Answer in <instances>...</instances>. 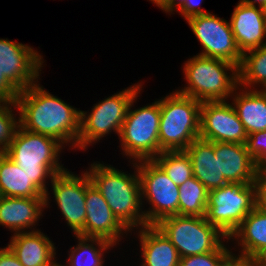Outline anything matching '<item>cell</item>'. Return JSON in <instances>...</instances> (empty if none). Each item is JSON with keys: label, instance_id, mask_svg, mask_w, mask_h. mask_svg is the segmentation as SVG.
Listing matches in <instances>:
<instances>
[{"label": "cell", "instance_id": "obj_1", "mask_svg": "<svg viewBox=\"0 0 266 266\" xmlns=\"http://www.w3.org/2000/svg\"><path fill=\"white\" fill-rule=\"evenodd\" d=\"M37 81L17 97L20 127L55 138L64 147L77 151L81 110L46 91Z\"/></svg>", "mask_w": 266, "mask_h": 266}, {"label": "cell", "instance_id": "obj_2", "mask_svg": "<svg viewBox=\"0 0 266 266\" xmlns=\"http://www.w3.org/2000/svg\"><path fill=\"white\" fill-rule=\"evenodd\" d=\"M133 173L124 172L102 161H94L86 172L118 220L131 232L147 226L141 202L137 162H129Z\"/></svg>", "mask_w": 266, "mask_h": 266}, {"label": "cell", "instance_id": "obj_3", "mask_svg": "<svg viewBox=\"0 0 266 266\" xmlns=\"http://www.w3.org/2000/svg\"><path fill=\"white\" fill-rule=\"evenodd\" d=\"M65 147L55 138L18 127L5 154L13 160L44 195L53 177L66 168L60 154ZM48 180V181H47Z\"/></svg>", "mask_w": 266, "mask_h": 266}, {"label": "cell", "instance_id": "obj_4", "mask_svg": "<svg viewBox=\"0 0 266 266\" xmlns=\"http://www.w3.org/2000/svg\"><path fill=\"white\" fill-rule=\"evenodd\" d=\"M183 64L187 86L176 91L201 103L228 101L238 86V67L232 63L196 54Z\"/></svg>", "mask_w": 266, "mask_h": 266}, {"label": "cell", "instance_id": "obj_5", "mask_svg": "<svg viewBox=\"0 0 266 266\" xmlns=\"http://www.w3.org/2000/svg\"><path fill=\"white\" fill-rule=\"evenodd\" d=\"M200 111L201 102L176 89L160 99V153L184 151L199 138Z\"/></svg>", "mask_w": 266, "mask_h": 266}, {"label": "cell", "instance_id": "obj_6", "mask_svg": "<svg viewBox=\"0 0 266 266\" xmlns=\"http://www.w3.org/2000/svg\"><path fill=\"white\" fill-rule=\"evenodd\" d=\"M140 94L132 99L118 138L121 154L130 158L128 162L153 160L160 154V99L135 109Z\"/></svg>", "mask_w": 266, "mask_h": 266}, {"label": "cell", "instance_id": "obj_7", "mask_svg": "<svg viewBox=\"0 0 266 266\" xmlns=\"http://www.w3.org/2000/svg\"><path fill=\"white\" fill-rule=\"evenodd\" d=\"M142 83L141 80V82L103 98L102 101L92 106L90 112L81 110L78 150L85 152L90 145L100 142L103 137L112 132L119 138L129 105L134 96L142 90L144 85Z\"/></svg>", "mask_w": 266, "mask_h": 266}, {"label": "cell", "instance_id": "obj_8", "mask_svg": "<svg viewBox=\"0 0 266 266\" xmlns=\"http://www.w3.org/2000/svg\"><path fill=\"white\" fill-rule=\"evenodd\" d=\"M256 206V183H227L208 192L205 218L230 238Z\"/></svg>", "mask_w": 266, "mask_h": 266}, {"label": "cell", "instance_id": "obj_9", "mask_svg": "<svg viewBox=\"0 0 266 266\" xmlns=\"http://www.w3.org/2000/svg\"><path fill=\"white\" fill-rule=\"evenodd\" d=\"M155 226L176 247L180 257L215 251L227 239L205 216L174 215Z\"/></svg>", "mask_w": 266, "mask_h": 266}, {"label": "cell", "instance_id": "obj_10", "mask_svg": "<svg viewBox=\"0 0 266 266\" xmlns=\"http://www.w3.org/2000/svg\"><path fill=\"white\" fill-rule=\"evenodd\" d=\"M141 185V202L149 205L143 210L147 225H155L163 218L179 215V186L153 160L137 162Z\"/></svg>", "mask_w": 266, "mask_h": 266}, {"label": "cell", "instance_id": "obj_11", "mask_svg": "<svg viewBox=\"0 0 266 266\" xmlns=\"http://www.w3.org/2000/svg\"><path fill=\"white\" fill-rule=\"evenodd\" d=\"M186 21L202 46L198 55L224 60L239 67L243 54L228 20L210 12L192 16Z\"/></svg>", "mask_w": 266, "mask_h": 266}, {"label": "cell", "instance_id": "obj_12", "mask_svg": "<svg viewBox=\"0 0 266 266\" xmlns=\"http://www.w3.org/2000/svg\"><path fill=\"white\" fill-rule=\"evenodd\" d=\"M51 190L45 194V208H50V192L60 209L64 220L74 235L84 229L86 218V171L75 174L67 168L56 174L50 184Z\"/></svg>", "mask_w": 266, "mask_h": 266}, {"label": "cell", "instance_id": "obj_13", "mask_svg": "<svg viewBox=\"0 0 266 266\" xmlns=\"http://www.w3.org/2000/svg\"><path fill=\"white\" fill-rule=\"evenodd\" d=\"M44 62L34 47L0 38V72L19 92L40 80Z\"/></svg>", "mask_w": 266, "mask_h": 266}, {"label": "cell", "instance_id": "obj_14", "mask_svg": "<svg viewBox=\"0 0 266 266\" xmlns=\"http://www.w3.org/2000/svg\"><path fill=\"white\" fill-rule=\"evenodd\" d=\"M248 134L229 101L202 102L199 138L245 144Z\"/></svg>", "mask_w": 266, "mask_h": 266}, {"label": "cell", "instance_id": "obj_15", "mask_svg": "<svg viewBox=\"0 0 266 266\" xmlns=\"http://www.w3.org/2000/svg\"><path fill=\"white\" fill-rule=\"evenodd\" d=\"M86 218L84 229L78 234L81 237L101 238L110 243L120 245L130 231L118 220L102 194L91 183L86 172ZM129 233V234H128ZM122 239V240H121Z\"/></svg>", "mask_w": 266, "mask_h": 266}, {"label": "cell", "instance_id": "obj_16", "mask_svg": "<svg viewBox=\"0 0 266 266\" xmlns=\"http://www.w3.org/2000/svg\"><path fill=\"white\" fill-rule=\"evenodd\" d=\"M229 20L236 44L245 53L266 44V19L263 8L239 0Z\"/></svg>", "mask_w": 266, "mask_h": 266}, {"label": "cell", "instance_id": "obj_17", "mask_svg": "<svg viewBox=\"0 0 266 266\" xmlns=\"http://www.w3.org/2000/svg\"><path fill=\"white\" fill-rule=\"evenodd\" d=\"M45 209V197L2 196L0 199V226L8 228V231L13 234L40 230L36 225H39L38 222Z\"/></svg>", "mask_w": 266, "mask_h": 266}, {"label": "cell", "instance_id": "obj_18", "mask_svg": "<svg viewBox=\"0 0 266 266\" xmlns=\"http://www.w3.org/2000/svg\"><path fill=\"white\" fill-rule=\"evenodd\" d=\"M55 243L41 230L11 234L6 244L23 266H54Z\"/></svg>", "mask_w": 266, "mask_h": 266}, {"label": "cell", "instance_id": "obj_19", "mask_svg": "<svg viewBox=\"0 0 266 266\" xmlns=\"http://www.w3.org/2000/svg\"><path fill=\"white\" fill-rule=\"evenodd\" d=\"M214 153H219L220 176L228 183H256L259 168L245 144L214 142Z\"/></svg>", "mask_w": 266, "mask_h": 266}, {"label": "cell", "instance_id": "obj_20", "mask_svg": "<svg viewBox=\"0 0 266 266\" xmlns=\"http://www.w3.org/2000/svg\"><path fill=\"white\" fill-rule=\"evenodd\" d=\"M229 241L238 244L235 245L239 249L238 255L233 253L234 259L249 263L266 248V212L256 206L230 236Z\"/></svg>", "mask_w": 266, "mask_h": 266}, {"label": "cell", "instance_id": "obj_21", "mask_svg": "<svg viewBox=\"0 0 266 266\" xmlns=\"http://www.w3.org/2000/svg\"><path fill=\"white\" fill-rule=\"evenodd\" d=\"M133 231L140 239V266L179 265L180 256L176 247L155 225H147Z\"/></svg>", "mask_w": 266, "mask_h": 266}, {"label": "cell", "instance_id": "obj_22", "mask_svg": "<svg viewBox=\"0 0 266 266\" xmlns=\"http://www.w3.org/2000/svg\"><path fill=\"white\" fill-rule=\"evenodd\" d=\"M184 151L190 157L193 176L208 191L228 183L220 176L219 153H214V142L197 138Z\"/></svg>", "mask_w": 266, "mask_h": 266}, {"label": "cell", "instance_id": "obj_23", "mask_svg": "<svg viewBox=\"0 0 266 266\" xmlns=\"http://www.w3.org/2000/svg\"><path fill=\"white\" fill-rule=\"evenodd\" d=\"M230 98L248 135L266 130V90L238 85Z\"/></svg>", "mask_w": 266, "mask_h": 266}, {"label": "cell", "instance_id": "obj_24", "mask_svg": "<svg viewBox=\"0 0 266 266\" xmlns=\"http://www.w3.org/2000/svg\"><path fill=\"white\" fill-rule=\"evenodd\" d=\"M0 192L5 197H45L29 176L5 153H0Z\"/></svg>", "mask_w": 266, "mask_h": 266}, {"label": "cell", "instance_id": "obj_25", "mask_svg": "<svg viewBox=\"0 0 266 266\" xmlns=\"http://www.w3.org/2000/svg\"><path fill=\"white\" fill-rule=\"evenodd\" d=\"M78 243L71 246L64 266H104V254L110 253L114 244L101 238H87L73 235ZM111 249V250H110Z\"/></svg>", "mask_w": 266, "mask_h": 266}, {"label": "cell", "instance_id": "obj_26", "mask_svg": "<svg viewBox=\"0 0 266 266\" xmlns=\"http://www.w3.org/2000/svg\"><path fill=\"white\" fill-rule=\"evenodd\" d=\"M238 85L266 90V44L243 53L238 67Z\"/></svg>", "mask_w": 266, "mask_h": 266}, {"label": "cell", "instance_id": "obj_27", "mask_svg": "<svg viewBox=\"0 0 266 266\" xmlns=\"http://www.w3.org/2000/svg\"><path fill=\"white\" fill-rule=\"evenodd\" d=\"M208 190L194 176L179 186V215L200 216L206 214Z\"/></svg>", "mask_w": 266, "mask_h": 266}, {"label": "cell", "instance_id": "obj_28", "mask_svg": "<svg viewBox=\"0 0 266 266\" xmlns=\"http://www.w3.org/2000/svg\"><path fill=\"white\" fill-rule=\"evenodd\" d=\"M153 161L177 186L193 177L192 163L185 151H163Z\"/></svg>", "mask_w": 266, "mask_h": 266}, {"label": "cell", "instance_id": "obj_29", "mask_svg": "<svg viewBox=\"0 0 266 266\" xmlns=\"http://www.w3.org/2000/svg\"><path fill=\"white\" fill-rule=\"evenodd\" d=\"M228 242L229 238L226 239V244L224 241L215 251L209 253L180 257L178 266H230L235 259Z\"/></svg>", "mask_w": 266, "mask_h": 266}, {"label": "cell", "instance_id": "obj_30", "mask_svg": "<svg viewBox=\"0 0 266 266\" xmlns=\"http://www.w3.org/2000/svg\"><path fill=\"white\" fill-rule=\"evenodd\" d=\"M15 109H18L17 105L15 102H12L0 114V153H5L8 150L16 131L20 126L19 114L14 112Z\"/></svg>", "mask_w": 266, "mask_h": 266}, {"label": "cell", "instance_id": "obj_31", "mask_svg": "<svg viewBox=\"0 0 266 266\" xmlns=\"http://www.w3.org/2000/svg\"><path fill=\"white\" fill-rule=\"evenodd\" d=\"M245 146L255 165L259 169L264 168L266 166V130L249 134Z\"/></svg>", "mask_w": 266, "mask_h": 266}, {"label": "cell", "instance_id": "obj_32", "mask_svg": "<svg viewBox=\"0 0 266 266\" xmlns=\"http://www.w3.org/2000/svg\"><path fill=\"white\" fill-rule=\"evenodd\" d=\"M203 0H186L175 12L179 13L183 19L210 13L208 10L201 9L200 5Z\"/></svg>", "mask_w": 266, "mask_h": 266}, {"label": "cell", "instance_id": "obj_33", "mask_svg": "<svg viewBox=\"0 0 266 266\" xmlns=\"http://www.w3.org/2000/svg\"><path fill=\"white\" fill-rule=\"evenodd\" d=\"M257 206L266 212V170L260 168L257 173Z\"/></svg>", "mask_w": 266, "mask_h": 266}, {"label": "cell", "instance_id": "obj_34", "mask_svg": "<svg viewBox=\"0 0 266 266\" xmlns=\"http://www.w3.org/2000/svg\"><path fill=\"white\" fill-rule=\"evenodd\" d=\"M19 91L6 79L5 75L0 72V96L11 102H16Z\"/></svg>", "mask_w": 266, "mask_h": 266}, {"label": "cell", "instance_id": "obj_35", "mask_svg": "<svg viewBox=\"0 0 266 266\" xmlns=\"http://www.w3.org/2000/svg\"><path fill=\"white\" fill-rule=\"evenodd\" d=\"M0 266H23L8 246L0 248Z\"/></svg>", "mask_w": 266, "mask_h": 266}, {"label": "cell", "instance_id": "obj_36", "mask_svg": "<svg viewBox=\"0 0 266 266\" xmlns=\"http://www.w3.org/2000/svg\"><path fill=\"white\" fill-rule=\"evenodd\" d=\"M249 266H266V248L249 262Z\"/></svg>", "mask_w": 266, "mask_h": 266}, {"label": "cell", "instance_id": "obj_37", "mask_svg": "<svg viewBox=\"0 0 266 266\" xmlns=\"http://www.w3.org/2000/svg\"><path fill=\"white\" fill-rule=\"evenodd\" d=\"M186 0H169L167 6L163 9L166 14H175L174 12L185 2ZM174 11V12H173Z\"/></svg>", "mask_w": 266, "mask_h": 266}, {"label": "cell", "instance_id": "obj_38", "mask_svg": "<svg viewBox=\"0 0 266 266\" xmlns=\"http://www.w3.org/2000/svg\"><path fill=\"white\" fill-rule=\"evenodd\" d=\"M249 6L263 8L266 5V0H242ZM258 4V5H257Z\"/></svg>", "mask_w": 266, "mask_h": 266}, {"label": "cell", "instance_id": "obj_39", "mask_svg": "<svg viewBox=\"0 0 266 266\" xmlns=\"http://www.w3.org/2000/svg\"><path fill=\"white\" fill-rule=\"evenodd\" d=\"M12 102L8 99L0 96V114L11 104Z\"/></svg>", "mask_w": 266, "mask_h": 266}, {"label": "cell", "instance_id": "obj_40", "mask_svg": "<svg viewBox=\"0 0 266 266\" xmlns=\"http://www.w3.org/2000/svg\"><path fill=\"white\" fill-rule=\"evenodd\" d=\"M149 1L155 4V6H157L161 10H163L169 2V0H149Z\"/></svg>", "mask_w": 266, "mask_h": 266}, {"label": "cell", "instance_id": "obj_41", "mask_svg": "<svg viewBox=\"0 0 266 266\" xmlns=\"http://www.w3.org/2000/svg\"><path fill=\"white\" fill-rule=\"evenodd\" d=\"M230 266H249V263L241 262V261H234Z\"/></svg>", "mask_w": 266, "mask_h": 266}, {"label": "cell", "instance_id": "obj_42", "mask_svg": "<svg viewBox=\"0 0 266 266\" xmlns=\"http://www.w3.org/2000/svg\"><path fill=\"white\" fill-rule=\"evenodd\" d=\"M263 12H264V16H265V19H266V5L263 7Z\"/></svg>", "mask_w": 266, "mask_h": 266}, {"label": "cell", "instance_id": "obj_43", "mask_svg": "<svg viewBox=\"0 0 266 266\" xmlns=\"http://www.w3.org/2000/svg\"><path fill=\"white\" fill-rule=\"evenodd\" d=\"M54 266H64V265L61 264V263H59V262H56V263L54 264Z\"/></svg>", "mask_w": 266, "mask_h": 266}]
</instances>
